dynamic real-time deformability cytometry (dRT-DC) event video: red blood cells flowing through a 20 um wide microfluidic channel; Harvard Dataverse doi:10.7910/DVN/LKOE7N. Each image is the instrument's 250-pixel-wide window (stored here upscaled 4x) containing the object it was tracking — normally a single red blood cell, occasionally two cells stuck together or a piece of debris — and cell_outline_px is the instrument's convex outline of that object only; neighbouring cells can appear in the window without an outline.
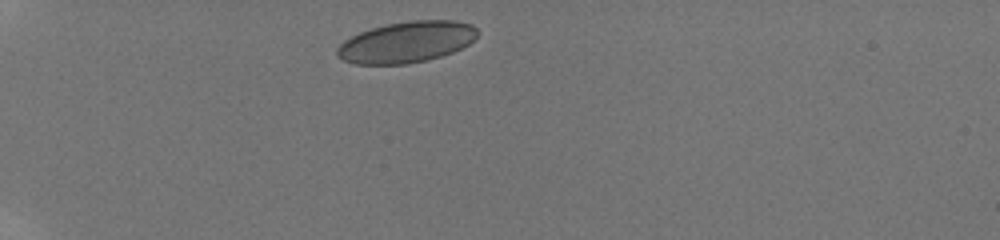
{"species": "human", "species_latin": "Homo sapiens", "temperature_condition": "room temperature", "stored_images_in_passage": 21, "camera_frame_rate_fps": 3000, "um_per_image_px": 0.085, "donor": {"sex": "male"}, "frame": {"image": 1, "passage_image": 1, "time_ms": 0.0, "image_size_px": [1000, 240], "cell_outline_px": [[480, 32], [468, 44], [452, 52], [428, 60], [408, 64], [356, 64], [344, 60], [336, 56], [336, 48], [344, 40], [360, 32], [372, 28], [388, 24], [412, 20], [456, 20], [472, 24]], "centroid_in_image_um": [34.56, 3.57], "position_along_channel_um": 50.4, "area_um2": 33.64}}
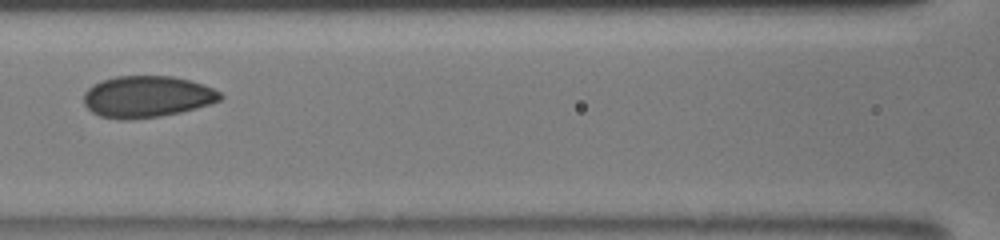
{"frame": {"image": 2, "passage_image": 7, "time_ms": 3.667, "image_size_px": [1000, 240], "cell_outline_px": [[224, 96], [220, 100], [196, 108], [180, 112], [160, 116], [128, 120], [120, 120], [100, 116], [92, 112], [84, 104], [84, 92], [92, 84], [116, 76], [172, 76], [204, 84], [220, 92]], "centroid_in_image_um": [12.48, 8.22], "position_along_channel_um": 154.1, "area_um2": 33.06}}
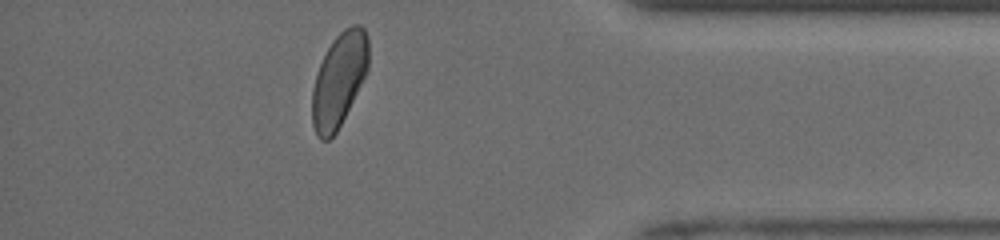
{"frame": {"image": 3, "passage_image": 18, "time_ms": 10.333, "image_size_px": [1000, 240], "cell_outline_px": [[368, 68], [336, 132], [328, 140], [320, 140], [312, 124], [312, 88], [320, 64], [332, 40], [344, 28], [352, 24], [360, 24], [364, 28], [368, 36]], "centroid_in_image_um": [28.81, 6.74], "position_along_channel_um": 406.4, "area_um2": 30.29}, "authors_computed_cell_mechanics": {"area_um2": 32.7726, "velocity_mm_per_s": 4.0853, "shape_relaxation_time_tau1_ms": 3.6423, "shape_relaxation_time_tau2_ms": 1.0465, "deformation_change_tau1": 0.0917, "deformation_change_tau2": 0.0381}}